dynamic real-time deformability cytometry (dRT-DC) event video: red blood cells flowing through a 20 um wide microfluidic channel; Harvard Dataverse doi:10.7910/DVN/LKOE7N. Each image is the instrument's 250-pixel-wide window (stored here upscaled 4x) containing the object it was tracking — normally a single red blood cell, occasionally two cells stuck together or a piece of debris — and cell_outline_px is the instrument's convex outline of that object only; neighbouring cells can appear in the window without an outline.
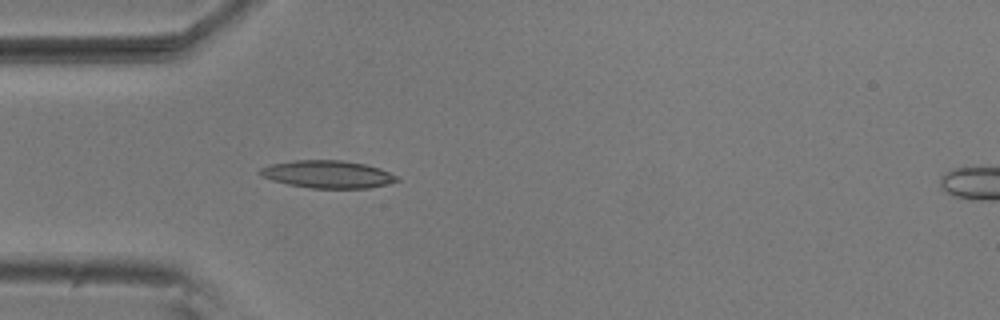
{"species": "common noctule bat (a hibernating species)", "species_latin": "Nyctalus noctula", "temperature_condition": "room temperature", "stored_images_in_passage": 5, "camera_frame_rate_fps": 3000, "um_per_image_px": 0.085, "animal": {"sex": "male", "body_mass_g": 20.5, "forearm_length_mm": 52.5}, "frame": {"image": 1, "passage_image": 4, "time_ms": 1.0, "image_size_px": [1000, 320], "cell_outline_px": [[400, 180], [388, 184], [368, 188], [312, 188], [288, 184], [272, 180], [264, 176], [260, 172], [260, 168], [268, 164], [292, 160], [340, 160], [364, 164], [380, 168], [396, 176]], "centroid_in_image_um": [27.85, 14.81], "position_along_channel_um": 57.2, "area_um2": 21.85}}